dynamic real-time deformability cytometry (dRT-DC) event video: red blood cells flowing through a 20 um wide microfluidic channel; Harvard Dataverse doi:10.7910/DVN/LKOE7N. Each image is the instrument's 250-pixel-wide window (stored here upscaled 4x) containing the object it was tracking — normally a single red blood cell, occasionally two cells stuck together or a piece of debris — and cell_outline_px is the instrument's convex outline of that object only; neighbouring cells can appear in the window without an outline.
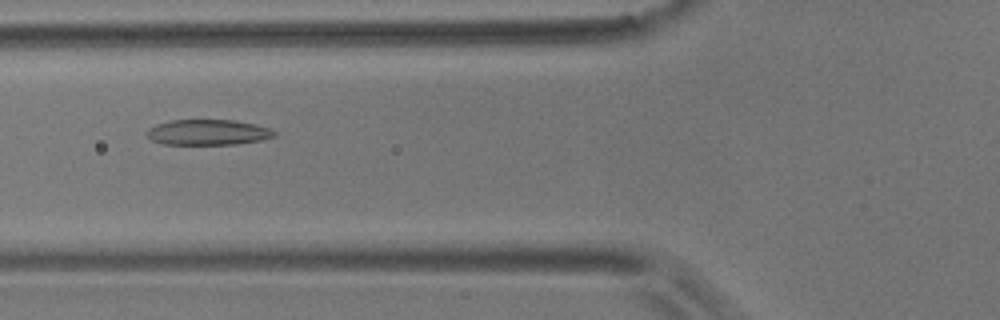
{"species": "common noctule bat (a hibernating species)", "species_latin": "Nyctalus noctula", "temperature_condition": "room temperature", "stored_images_in_passage": 54, "camera_frame_rate_fps": 3000, "um_per_image_px": 0.085, "animal": {"sex": "male", "body_mass_g": 17.9}, "frame": {"image": 1, "passage_image": 20, "time_ms": 6.333, "image_size_px": [1000, 320], "cell_outline_px": [[276, 136], [260, 140], [236, 144], [164, 144], [152, 140], [148, 136], [148, 128], [156, 124], [172, 120], [232, 120], [272, 128], [276, 132]], "centroid_in_image_um": [17.69, 11.24], "position_along_channel_um": 108.1, "area_um2": 18.79}}
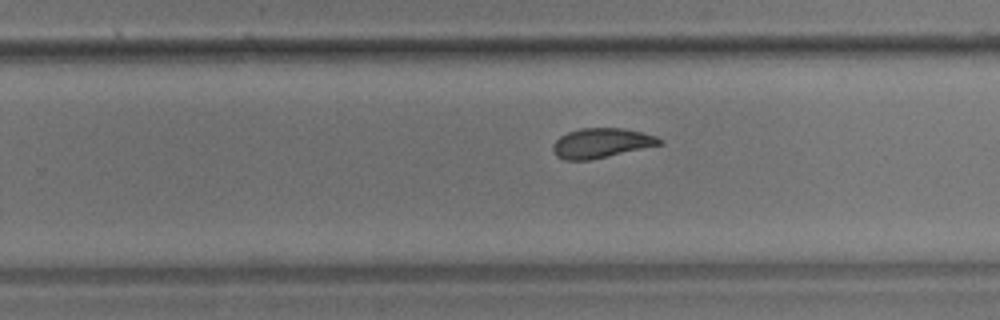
{"frame": {"image": 2, "passage_image": 34, "time_ms": 11.0, "image_size_px": [1000, 320], "cell_outline_px": [[664, 144], [588, 160], [564, 160], [556, 156], [552, 148], [552, 144], [560, 136], [568, 132], [580, 128], [624, 128], [656, 136], [664, 140]], "centroid_in_image_um": [51.11, 12.15], "position_along_channel_um": 278.7, "area_um2": 18.44}}
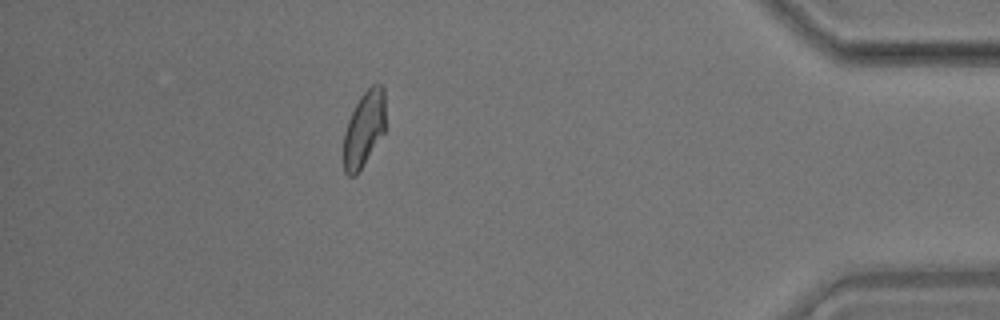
{"frame": {"image": 3, "passage_image": 48, "time_ms": 15.667, "image_size_px": [1000, 320], "cell_outline_px": [[384, 132], [356, 176], [348, 176], [344, 172], [344, 132], [348, 120], [360, 96], [372, 84], [380, 84], [384, 88]], "centroid_in_image_um": [30.93, 10.96], "position_along_channel_um": 404.3, "area_um2": 18.21}, "authors_computed_cell_mechanics": {"area_um2": 19.3919, "velocity_mm_per_s": 3.6525, "shape_relaxation_time_tau1_ms": 7.6057, "shape_relaxation_time_tau2_ms": 1.8441, "deformation_change_tau1": 0.1764, "deformation_change_tau2": 0.0618}}